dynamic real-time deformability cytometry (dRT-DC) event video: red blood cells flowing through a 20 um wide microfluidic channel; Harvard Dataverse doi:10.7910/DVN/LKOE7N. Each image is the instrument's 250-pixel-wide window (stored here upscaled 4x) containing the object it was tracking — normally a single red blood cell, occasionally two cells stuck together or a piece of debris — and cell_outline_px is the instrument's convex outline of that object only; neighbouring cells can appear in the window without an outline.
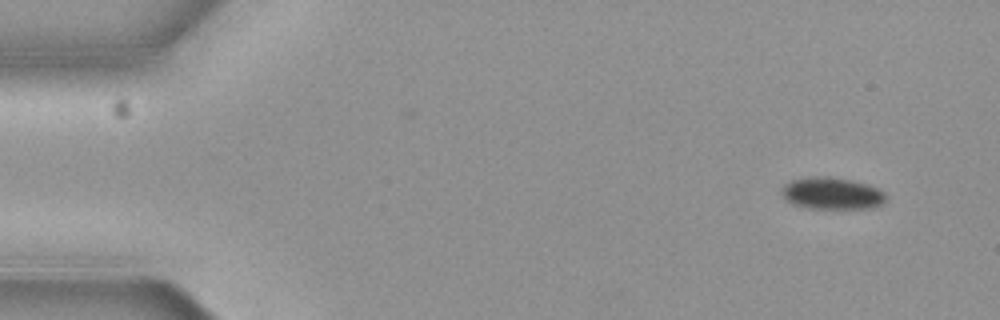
{"species": "common noctule bat (a hibernating species)", "species_latin": "Nyctalus noctula", "temperature_condition": "cold", "stored_images_in_passage": 8, "camera_frame_rate_fps": 3000, "um_per_image_px": 0.085, "animal": {"sex": "female", "body_mass_g": 19.3, "forearm_length_mm": 54.1}, "frame": {"image": 1, "passage_image": 1, "time_ms": 0.0, "image_size_px": [1000, 320], "cell_outline_px": [[884, 200], [880, 204], [864, 208], [808, 208], [792, 204], [784, 196], [784, 184], [792, 180], [812, 176], [832, 176], [852, 180], [868, 184], [884, 192]], "centroid_in_image_um": [70.7, 16.41], "position_along_channel_um": 14.3, "area_um2": 19.02}}
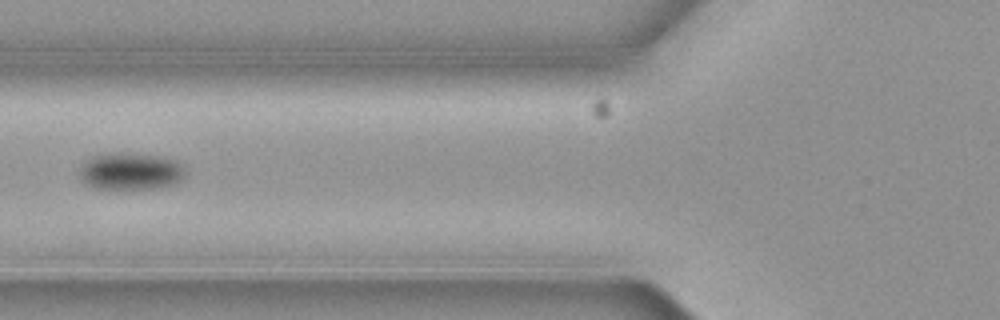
{"frame": {"image": 2, "passage_image": 6, "time_ms": 1.667, "image_size_px": [1000, 320], "cell_outline_px": [[184, 176], [180, 180], [172, 184], [160, 188], [96, 188], [88, 184], [80, 176], [80, 168], [84, 160], [88, 156], [104, 152], [124, 152], [156, 156], [176, 160], [184, 164]], "centroid_in_image_um": [11.08, 14.52], "position_along_channel_um": 114.7, "area_um2": 23.0}}
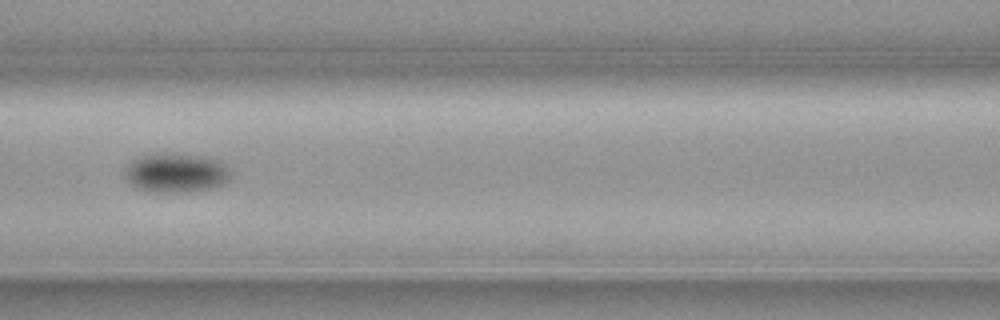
{"frame": {"image": 3, "passage_image": 7, "time_ms": 2.0, "image_size_px": [1000, 320], "cell_outline_px": [[232, 176], [224, 184], [216, 188], [184, 192], [152, 192], [136, 188], [128, 184], [124, 180], [124, 168], [132, 160], [144, 156], [208, 156], [220, 160], [232, 172]], "centroid_in_image_um": [14.98, 14.75], "position_along_channel_um": 151.6, "area_um2": 24.04}}